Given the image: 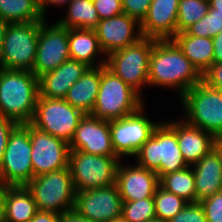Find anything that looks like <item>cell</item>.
<instances>
[{
	"instance_id": "16",
	"label": "cell",
	"mask_w": 222,
	"mask_h": 222,
	"mask_svg": "<svg viewBox=\"0 0 222 222\" xmlns=\"http://www.w3.org/2000/svg\"><path fill=\"white\" fill-rule=\"evenodd\" d=\"M94 30L100 48L106 57L110 53L130 46L143 38L141 23L125 13L100 20Z\"/></svg>"
},
{
	"instance_id": "45",
	"label": "cell",
	"mask_w": 222,
	"mask_h": 222,
	"mask_svg": "<svg viewBox=\"0 0 222 222\" xmlns=\"http://www.w3.org/2000/svg\"><path fill=\"white\" fill-rule=\"evenodd\" d=\"M7 23L3 22L0 19V58H1V52H2V47H3V39H4V33L6 29Z\"/></svg>"
},
{
	"instance_id": "50",
	"label": "cell",
	"mask_w": 222,
	"mask_h": 222,
	"mask_svg": "<svg viewBox=\"0 0 222 222\" xmlns=\"http://www.w3.org/2000/svg\"><path fill=\"white\" fill-rule=\"evenodd\" d=\"M112 222H124L122 219L117 220V221H112Z\"/></svg>"
},
{
	"instance_id": "12",
	"label": "cell",
	"mask_w": 222,
	"mask_h": 222,
	"mask_svg": "<svg viewBox=\"0 0 222 222\" xmlns=\"http://www.w3.org/2000/svg\"><path fill=\"white\" fill-rule=\"evenodd\" d=\"M144 109L143 105L132 114L109 121L112 147L119 159L136 156L158 126L143 114Z\"/></svg>"
},
{
	"instance_id": "14",
	"label": "cell",
	"mask_w": 222,
	"mask_h": 222,
	"mask_svg": "<svg viewBox=\"0 0 222 222\" xmlns=\"http://www.w3.org/2000/svg\"><path fill=\"white\" fill-rule=\"evenodd\" d=\"M122 197L116 184L75 194L74 207L83 217L95 222H112L122 217Z\"/></svg>"
},
{
	"instance_id": "32",
	"label": "cell",
	"mask_w": 222,
	"mask_h": 222,
	"mask_svg": "<svg viewBox=\"0 0 222 222\" xmlns=\"http://www.w3.org/2000/svg\"><path fill=\"white\" fill-rule=\"evenodd\" d=\"M121 219L124 222H149L156 219L154 199L123 201Z\"/></svg>"
},
{
	"instance_id": "29",
	"label": "cell",
	"mask_w": 222,
	"mask_h": 222,
	"mask_svg": "<svg viewBox=\"0 0 222 222\" xmlns=\"http://www.w3.org/2000/svg\"><path fill=\"white\" fill-rule=\"evenodd\" d=\"M159 185L166 191L182 197L187 202H195V177L190 166L163 175L159 179Z\"/></svg>"
},
{
	"instance_id": "18",
	"label": "cell",
	"mask_w": 222,
	"mask_h": 222,
	"mask_svg": "<svg viewBox=\"0 0 222 222\" xmlns=\"http://www.w3.org/2000/svg\"><path fill=\"white\" fill-rule=\"evenodd\" d=\"M122 201H135L144 198H153L159 186V177L156 172L140 167L137 164L118 165L116 182Z\"/></svg>"
},
{
	"instance_id": "26",
	"label": "cell",
	"mask_w": 222,
	"mask_h": 222,
	"mask_svg": "<svg viewBox=\"0 0 222 222\" xmlns=\"http://www.w3.org/2000/svg\"><path fill=\"white\" fill-rule=\"evenodd\" d=\"M172 40L183 51L198 72L203 75L213 63L212 37H196L177 33Z\"/></svg>"
},
{
	"instance_id": "4",
	"label": "cell",
	"mask_w": 222,
	"mask_h": 222,
	"mask_svg": "<svg viewBox=\"0 0 222 222\" xmlns=\"http://www.w3.org/2000/svg\"><path fill=\"white\" fill-rule=\"evenodd\" d=\"M144 105L142 97L117 77L106 65L101 66V80L91 115L105 121L117 120Z\"/></svg>"
},
{
	"instance_id": "43",
	"label": "cell",
	"mask_w": 222,
	"mask_h": 222,
	"mask_svg": "<svg viewBox=\"0 0 222 222\" xmlns=\"http://www.w3.org/2000/svg\"><path fill=\"white\" fill-rule=\"evenodd\" d=\"M72 0H39L40 2V11L43 15V17L46 19V13H47V6L48 5H68Z\"/></svg>"
},
{
	"instance_id": "20",
	"label": "cell",
	"mask_w": 222,
	"mask_h": 222,
	"mask_svg": "<svg viewBox=\"0 0 222 222\" xmlns=\"http://www.w3.org/2000/svg\"><path fill=\"white\" fill-rule=\"evenodd\" d=\"M167 123L176 131L179 149L188 166L195 165L215 148L216 138L212 134L188 124L184 119Z\"/></svg>"
},
{
	"instance_id": "34",
	"label": "cell",
	"mask_w": 222,
	"mask_h": 222,
	"mask_svg": "<svg viewBox=\"0 0 222 222\" xmlns=\"http://www.w3.org/2000/svg\"><path fill=\"white\" fill-rule=\"evenodd\" d=\"M168 222H207L204 208L200 202L188 204Z\"/></svg>"
},
{
	"instance_id": "49",
	"label": "cell",
	"mask_w": 222,
	"mask_h": 222,
	"mask_svg": "<svg viewBox=\"0 0 222 222\" xmlns=\"http://www.w3.org/2000/svg\"><path fill=\"white\" fill-rule=\"evenodd\" d=\"M0 222H4V219H3L2 215H1V213H0Z\"/></svg>"
},
{
	"instance_id": "28",
	"label": "cell",
	"mask_w": 222,
	"mask_h": 222,
	"mask_svg": "<svg viewBox=\"0 0 222 222\" xmlns=\"http://www.w3.org/2000/svg\"><path fill=\"white\" fill-rule=\"evenodd\" d=\"M57 22L66 28L95 29L100 21L92 0H72Z\"/></svg>"
},
{
	"instance_id": "35",
	"label": "cell",
	"mask_w": 222,
	"mask_h": 222,
	"mask_svg": "<svg viewBox=\"0 0 222 222\" xmlns=\"http://www.w3.org/2000/svg\"><path fill=\"white\" fill-rule=\"evenodd\" d=\"M200 203L204 208L207 222H222V191Z\"/></svg>"
},
{
	"instance_id": "5",
	"label": "cell",
	"mask_w": 222,
	"mask_h": 222,
	"mask_svg": "<svg viewBox=\"0 0 222 222\" xmlns=\"http://www.w3.org/2000/svg\"><path fill=\"white\" fill-rule=\"evenodd\" d=\"M185 121L215 138L222 136V98L205 82L194 85L181 98Z\"/></svg>"
},
{
	"instance_id": "42",
	"label": "cell",
	"mask_w": 222,
	"mask_h": 222,
	"mask_svg": "<svg viewBox=\"0 0 222 222\" xmlns=\"http://www.w3.org/2000/svg\"><path fill=\"white\" fill-rule=\"evenodd\" d=\"M213 63H222V31L212 38Z\"/></svg>"
},
{
	"instance_id": "10",
	"label": "cell",
	"mask_w": 222,
	"mask_h": 222,
	"mask_svg": "<svg viewBox=\"0 0 222 222\" xmlns=\"http://www.w3.org/2000/svg\"><path fill=\"white\" fill-rule=\"evenodd\" d=\"M117 156L92 155L80 150H70L68 167L76 190H90L115 184Z\"/></svg>"
},
{
	"instance_id": "11",
	"label": "cell",
	"mask_w": 222,
	"mask_h": 222,
	"mask_svg": "<svg viewBox=\"0 0 222 222\" xmlns=\"http://www.w3.org/2000/svg\"><path fill=\"white\" fill-rule=\"evenodd\" d=\"M84 115L82 111L71 106L65 99L38 96L31 124L70 144Z\"/></svg>"
},
{
	"instance_id": "36",
	"label": "cell",
	"mask_w": 222,
	"mask_h": 222,
	"mask_svg": "<svg viewBox=\"0 0 222 222\" xmlns=\"http://www.w3.org/2000/svg\"><path fill=\"white\" fill-rule=\"evenodd\" d=\"M152 0H122L123 12L140 23L147 16Z\"/></svg>"
},
{
	"instance_id": "8",
	"label": "cell",
	"mask_w": 222,
	"mask_h": 222,
	"mask_svg": "<svg viewBox=\"0 0 222 222\" xmlns=\"http://www.w3.org/2000/svg\"><path fill=\"white\" fill-rule=\"evenodd\" d=\"M29 123L10 133L0 163V186H26L33 179Z\"/></svg>"
},
{
	"instance_id": "15",
	"label": "cell",
	"mask_w": 222,
	"mask_h": 222,
	"mask_svg": "<svg viewBox=\"0 0 222 222\" xmlns=\"http://www.w3.org/2000/svg\"><path fill=\"white\" fill-rule=\"evenodd\" d=\"M33 177L68 168L69 144L29 123Z\"/></svg>"
},
{
	"instance_id": "3",
	"label": "cell",
	"mask_w": 222,
	"mask_h": 222,
	"mask_svg": "<svg viewBox=\"0 0 222 222\" xmlns=\"http://www.w3.org/2000/svg\"><path fill=\"white\" fill-rule=\"evenodd\" d=\"M160 122L135 156L138 166L156 172L159 179L188 166L179 149L176 131L167 122Z\"/></svg>"
},
{
	"instance_id": "6",
	"label": "cell",
	"mask_w": 222,
	"mask_h": 222,
	"mask_svg": "<svg viewBox=\"0 0 222 222\" xmlns=\"http://www.w3.org/2000/svg\"><path fill=\"white\" fill-rule=\"evenodd\" d=\"M26 187L39 211L62 214L74 207L76 190L69 167L33 177Z\"/></svg>"
},
{
	"instance_id": "30",
	"label": "cell",
	"mask_w": 222,
	"mask_h": 222,
	"mask_svg": "<svg viewBox=\"0 0 222 222\" xmlns=\"http://www.w3.org/2000/svg\"><path fill=\"white\" fill-rule=\"evenodd\" d=\"M210 9L209 0H180L177 16V33L185 32L203 18Z\"/></svg>"
},
{
	"instance_id": "44",
	"label": "cell",
	"mask_w": 222,
	"mask_h": 222,
	"mask_svg": "<svg viewBox=\"0 0 222 222\" xmlns=\"http://www.w3.org/2000/svg\"><path fill=\"white\" fill-rule=\"evenodd\" d=\"M210 8L216 9V13H222V0H209Z\"/></svg>"
},
{
	"instance_id": "24",
	"label": "cell",
	"mask_w": 222,
	"mask_h": 222,
	"mask_svg": "<svg viewBox=\"0 0 222 222\" xmlns=\"http://www.w3.org/2000/svg\"><path fill=\"white\" fill-rule=\"evenodd\" d=\"M101 80V66L89 67L68 90L65 100L84 114H91Z\"/></svg>"
},
{
	"instance_id": "38",
	"label": "cell",
	"mask_w": 222,
	"mask_h": 222,
	"mask_svg": "<svg viewBox=\"0 0 222 222\" xmlns=\"http://www.w3.org/2000/svg\"><path fill=\"white\" fill-rule=\"evenodd\" d=\"M202 81L210 87H222V63H212L202 75Z\"/></svg>"
},
{
	"instance_id": "41",
	"label": "cell",
	"mask_w": 222,
	"mask_h": 222,
	"mask_svg": "<svg viewBox=\"0 0 222 222\" xmlns=\"http://www.w3.org/2000/svg\"><path fill=\"white\" fill-rule=\"evenodd\" d=\"M61 222H95L83 217L75 209L60 214Z\"/></svg>"
},
{
	"instance_id": "21",
	"label": "cell",
	"mask_w": 222,
	"mask_h": 222,
	"mask_svg": "<svg viewBox=\"0 0 222 222\" xmlns=\"http://www.w3.org/2000/svg\"><path fill=\"white\" fill-rule=\"evenodd\" d=\"M89 68L85 63L68 59L53 71L39 77V96L65 99L69 88L82 77Z\"/></svg>"
},
{
	"instance_id": "9",
	"label": "cell",
	"mask_w": 222,
	"mask_h": 222,
	"mask_svg": "<svg viewBox=\"0 0 222 222\" xmlns=\"http://www.w3.org/2000/svg\"><path fill=\"white\" fill-rule=\"evenodd\" d=\"M157 39L143 37L138 42L110 53L106 67L141 97V89L149 85V58Z\"/></svg>"
},
{
	"instance_id": "40",
	"label": "cell",
	"mask_w": 222,
	"mask_h": 222,
	"mask_svg": "<svg viewBox=\"0 0 222 222\" xmlns=\"http://www.w3.org/2000/svg\"><path fill=\"white\" fill-rule=\"evenodd\" d=\"M30 222H61V218L60 214L57 213L38 211Z\"/></svg>"
},
{
	"instance_id": "19",
	"label": "cell",
	"mask_w": 222,
	"mask_h": 222,
	"mask_svg": "<svg viewBox=\"0 0 222 222\" xmlns=\"http://www.w3.org/2000/svg\"><path fill=\"white\" fill-rule=\"evenodd\" d=\"M180 0H152L147 16L141 22L143 37L172 39L177 34Z\"/></svg>"
},
{
	"instance_id": "7",
	"label": "cell",
	"mask_w": 222,
	"mask_h": 222,
	"mask_svg": "<svg viewBox=\"0 0 222 222\" xmlns=\"http://www.w3.org/2000/svg\"><path fill=\"white\" fill-rule=\"evenodd\" d=\"M41 21L7 24L0 58V68L32 71Z\"/></svg>"
},
{
	"instance_id": "48",
	"label": "cell",
	"mask_w": 222,
	"mask_h": 222,
	"mask_svg": "<svg viewBox=\"0 0 222 222\" xmlns=\"http://www.w3.org/2000/svg\"><path fill=\"white\" fill-rule=\"evenodd\" d=\"M149 222H168V221L160 220L156 218V219L150 220Z\"/></svg>"
},
{
	"instance_id": "47",
	"label": "cell",
	"mask_w": 222,
	"mask_h": 222,
	"mask_svg": "<svg viewBox=\"0 0 222 222\" xmlns=\"http://www.w3.org/2000/svg\"><path fill=\"white\" fill-rule=\"evenodd\" d=\"M214 89H217V91L219 92L221 98H222V87H212Z\"/></svg>"
},
{
	"instance_id": "17",
	"label": "cell",
	"mask_w": 222,
	"mask_h": 222,
	"mask_svg": "<svg viewBox=\"0 0 222 222\" xmlns=\"http://www.w3.org/2000/svg\"><path fill=\"white\" fill-rule=\"evenodd\" d=\"M69 149L92 155L116 156L111 143L109 121L85 114L76 128Z\"/></svg>"
},
{
	"instance_id": "31",
	"label": "cell",
	"mask_w": 222,
	"mask_h": 222,
	"mask_svg": "<svg viewBox=\"0 0 222 222\" xmlns=\"http://www.w3.org/2000/svg\"><path fill=\"white\" fill-rule=\"evenodd\" d=\"M153 199L156 218L165 221H169L188 204L185 199L166 191L160 185L157 187Z\"/></svg>"
},
{
	"instance_id": "23",
	"label": "cell",
	"mask_w": 222,
	"mask_h": 222,
	"mask_svg": "<svg viewBox=\"0 0 222 222\" xmlns=\"http://www.w3.org/2000/svg\"><path fill=\"white\" fill-rule=\"evenodd\" d=\"M38 211L33 196L26 186L1 188L0 213L4 222H30Z\"/></svg>"
},
{
	"instance_id": "46",
	"label": "cell",
	"mask_w": 222,
	"mask_h": 222,
	"mask_svg": "<svg viewBox=\"0 0 222 222\" xmlns=\"http://www.w3.org/2000/svg\"><path fill=\"white\" fill-rule=\"evenodd\" d=\"M215 147L218 149L222 156V136L216 138Z\"/></svg>"
},
{
	"instance_id": "2",
	"label": "cell",
	"mask_w": 222,
	"mask_h": 222,
	"mask_svg": "<svg viewBox=\"0 0 222 222\" xmlns=\"http://www.w3.org/2000/svg\"><path fill=\"white\" fill-rule=\"evenodd\" d=\"M39 96V78L31 71L0 68V115L31 123Z\"/></svg>"
},
{
	"instance_id": "27",
	"label": "cell",
	"mask_w": 222,
	"mask_h": 222,
	"mask_svg": "<svg viewBox=\"0 0 222 222\" xmlns=\"http://www.w3.org/2000/svg\"><path fill=\"white\" fill-rule=\"evenodd\" d=\"M0 19L7 23L43 21L39 0H0Z\"/></svg>"
},
{
	"instance_id": "13",
	"label": "cell",
	"mask_w": 222,
	"mask_h": 222,
	"mask_svg": "<svg viewBox=\"0 0 222 222\" xmlns=\"http://www.w3.org/2000/svg\"><path fill=\"white\" fill-rule=\"evenodd\" d=\"M68 59V28L61 26L57 21L48 25L44 19L41 21L36 59L31 72L39 78L44 73L55 70Z\"/></svg>"
},
{
	"instance_id": "37",
	"label": "cell",
	"mask_w": 222,
	"mask_h": 222,
	"mask_svg": "<svg viewBox=\"0 0 222 222\" xmlns=\"http://www.w3.org/2000/svg\"><path fill=\"white\" fill-rule=\"evenodd\" d=\"M100 20L120 15L123 12L122 0H92Z\"/></svg>"
},
{
	"instance_id": "25",
	"label": "cell",
	"mask_w": 222,
	"mask_h": 222,
	"mask_svg": "<svg viewBox=\"0 0 222 222\" xmlns=\"http://www.w3.org/2000/svg\"><path fill=\"white\" fill-rule=\"evenodd\" d=\"M68 43L70 59L83 62L89 67L106 65V57L102 59L103 61L95 62L97 56H105L100 48L95 30L68 28Z\"/></svg>"
},
{
	"instance_id": "22",
	"label": "cell",
	"mask_w": 222,
	"mask_h": 222,
	"mask_svg": "<svg viewBox=\"0 0 222 222\" xmlns=\"http://www.w3.org/2000/svg\"><path fill=\"white\" fill-rule=\"evenodd\" d=\"M195 177V202L222 191V156L213 148L192 166Z\"/></svg>"
},
{
	"instance_id": "33",
	"label": "cell",
	"mask_w": 222,
	"mask_h": 222,
	"mask_svg": "<svg viewBox=\"0 0 222 222\" xmlns=\"http://www.w3.org/2000/svg\"><path fill=\"white\" fill-rule=\"evenodd\" d=\"M222 31V13H216V9L209 12L199 21L191 25L185 32L196 37H215Z\"/></svg>"
},
{
	"instance_id": "1",
	"label": "cell",
	"mask_w": 222,
	"mask_h": 222,
	"mask_svg": "<svg viewBox=\"0 0 222 222\" xmlns=\"http://www.w3.org/2000/svg\"><path fill=\"white\" fill-rule=\"evenodd\" d=\"M202 75L172 39L156 40L149 58V86L174 88L181 98Z\"/></svg>"
},
{
	"instance_id": "39",
	"label": "cell",
	"mask_w": 222,
	"mask_h": 222,
	"mask_svg": "<svg viewBox=\"0 0 222 222\" xmlns=\"http://www.w3.org/2000/svg\"><path fill=\"white\" fill-rule=\"evenodd\" d=\"M17 125L18 124L11 119L0 115V163L7 146L8 137Z\"/></svg>"
}]
</instances>
